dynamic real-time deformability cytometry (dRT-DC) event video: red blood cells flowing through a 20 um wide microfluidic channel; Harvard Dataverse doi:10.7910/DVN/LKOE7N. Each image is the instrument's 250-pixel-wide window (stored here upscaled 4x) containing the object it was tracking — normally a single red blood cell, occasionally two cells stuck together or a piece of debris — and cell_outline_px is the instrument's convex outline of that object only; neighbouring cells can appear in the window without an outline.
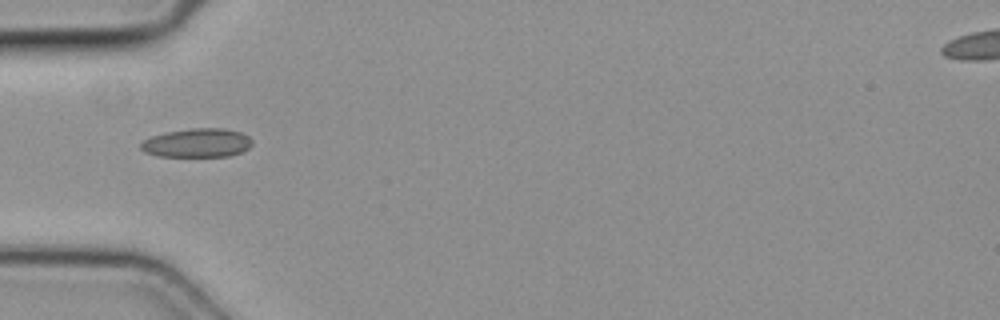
{"species": "common noctule bat (a hibernating species)", "species_latin": "Nyctalus noctula", "temperature_condition": "cold", "stored_images_in_passage": 4, "camera_frame_rate_fps": 3000, "um_per_image_px": 0.085, "animal": {"sex": "female", "body_mass_g": 19.3, "forearm_length_mm": 54.1}, "frame": {"image": 1, "passage_image": 3, "time_ms": 0.667, "image_size_px": [1000, 320], "cell_outline_px": [[252, 144], [248, 148], [240, 152], [228, 156], [156, 156], [144, 152], [140, 148], [140, 144], [144, 140], [152, 136], [168, 132], [192, 128], [220, 128], [240, 132], [248, 136], [252, 140]], "centroid_in_image_um": [16.74, 12.15], "position_along_channel_um": 68.3, "area_um2": 18.55}}
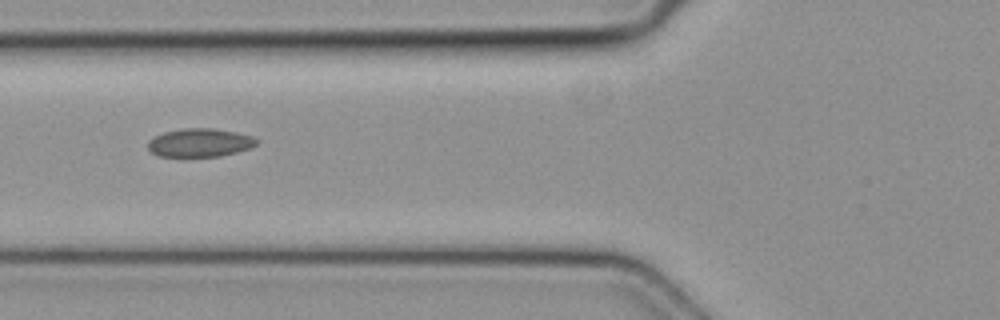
{"frame": {"image": 2, "passage_image": 4, "time_ms": 1.0, "image_size_px": [1000, 320], "cell_outline_px": [[260, 140], [252, 148], [220, 156], [156, 156], [148, 148], [148, 140], [164, 132], [184, 128], [212, 128], [236, 132], [252, 136]], "centroid_in_image_um": [17.01, 12.12], "position_along_channel_um": 108.8, "area_um2": 17.98}}